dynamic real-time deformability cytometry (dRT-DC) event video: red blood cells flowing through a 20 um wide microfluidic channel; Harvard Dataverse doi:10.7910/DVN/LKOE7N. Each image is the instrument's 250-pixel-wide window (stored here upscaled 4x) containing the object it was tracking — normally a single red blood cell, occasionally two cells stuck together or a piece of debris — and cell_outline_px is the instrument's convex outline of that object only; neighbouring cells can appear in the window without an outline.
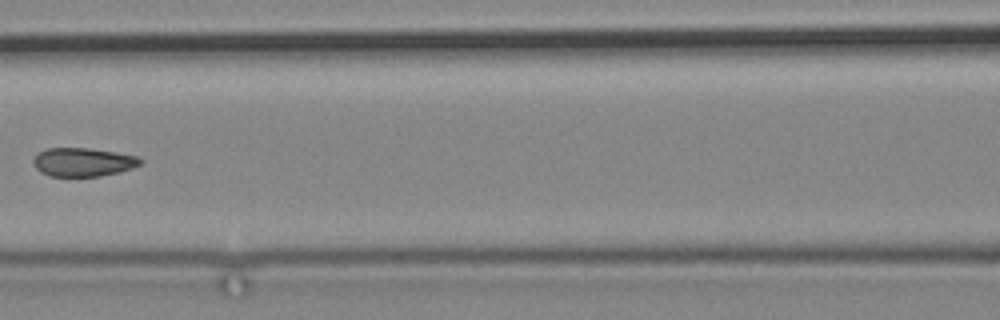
{"species": "common noctule bat (a hibernating species)", "species_latin": "Nyctalus noctula", "temperature_condition": "cold", "stored_images_in_passage": 12, "camera_frame_rate_fps": 3000, "um_per_image_px": 0.085, "animal": {"sex": "male", "body_mass_g": 19.2, "forearm_length_mm": 51.8}, "frame": {"image": 1, "passage_image": 12, "time_ms": 14.667, "image_size_px": [1000, 320], "cell_outline_px": [[144, 160], [140, 164], [132, 168], [120, 172], [100, 176], [48, 176], [40, 172], [32, 164], [32, 160], [40, 152], [48, 148], [88, 148], [116, 152], [136, 156]], "centroid_in_image_um": [7.05, 13.78], "position_along_channel_um": 159.5, "area_um2": 17.86}}